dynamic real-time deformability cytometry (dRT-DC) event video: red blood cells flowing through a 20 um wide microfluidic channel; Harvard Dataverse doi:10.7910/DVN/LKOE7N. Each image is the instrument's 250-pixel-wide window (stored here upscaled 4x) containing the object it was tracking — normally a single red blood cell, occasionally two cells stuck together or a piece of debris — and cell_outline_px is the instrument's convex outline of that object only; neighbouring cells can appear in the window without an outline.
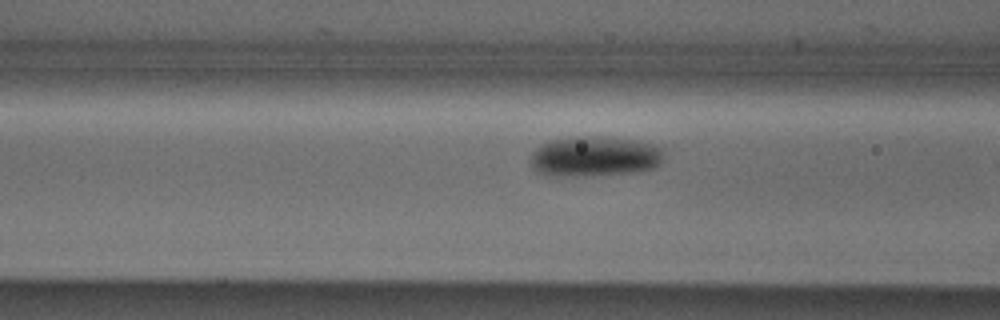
{"species": "Egyptian fruit bat (a non-hibernating species)", "species_latin": "Rousettus aegyptiacus", "temperature_condition": "cold", "stored_images_in_passage": 19, "camera_frame_rate_fps": 3000, "um_per_image_px": 0.085, "animal": {"sex": "male"}, "frame": {"image": 1, "passage_image": 18, "time_ms": 5.667, "image_size_px": [1000, 320], "cell_outline_px": [[664, 160], [656, 168], [636, 172], [576, 176], [552, 176], [536, 172], [532, 168], [528, 160], [532, 152], [536, 148], [548, 140], [576, 136], [608, 136], [632, 140], [652, 144], [664, 148]], "centroid_in_image_um": [50.53, 13.29], "position_along_channel_um": 116.1, "area_um2": 31.96}}